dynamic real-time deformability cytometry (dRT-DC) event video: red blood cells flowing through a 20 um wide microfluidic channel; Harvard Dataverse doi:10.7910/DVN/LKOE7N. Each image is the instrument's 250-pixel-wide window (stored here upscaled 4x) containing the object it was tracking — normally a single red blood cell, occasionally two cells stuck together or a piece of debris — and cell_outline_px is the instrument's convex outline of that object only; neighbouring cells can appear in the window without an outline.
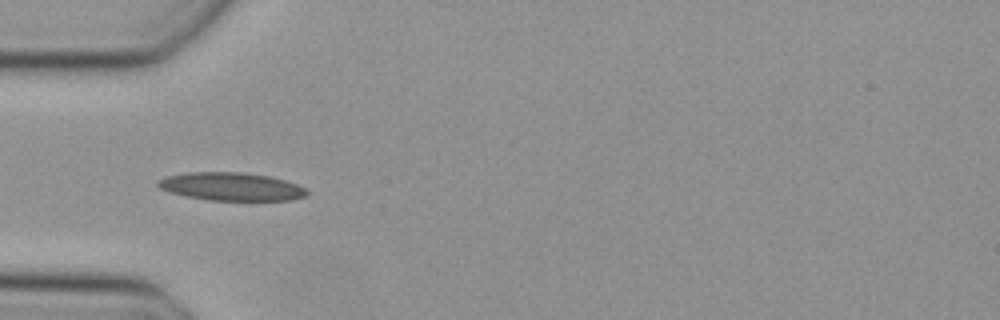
{"species": "Egyptian fruit bat (a non-hibernating species)", "species_latin": "Rousettus aegyptiacus", "temperature_condition": "cold", "stored_images_in_passage": 34, "camera_frame_rate_fps": 3000, "um_per_image_px": 0.085, "animal": {"sex": "female"}, "frame": {"image": 1, "passage_image": 1, "time_ms": 0.0, "image_size_px": [1000, 320], "cell_outline_px": [[308, 192], [304, 196], [292, 200], [208, 200], [168, 192], [160, 188], [156, 184], [156, 180], [168, 176], [188, 172], [244, 172], [268, 176], [284, 180], [296, 184], [304, 188]], "centroid_in_image_um": [19.62, 15.85], "position_along_channel_um": 65.4, "area_um2": 24.22}}
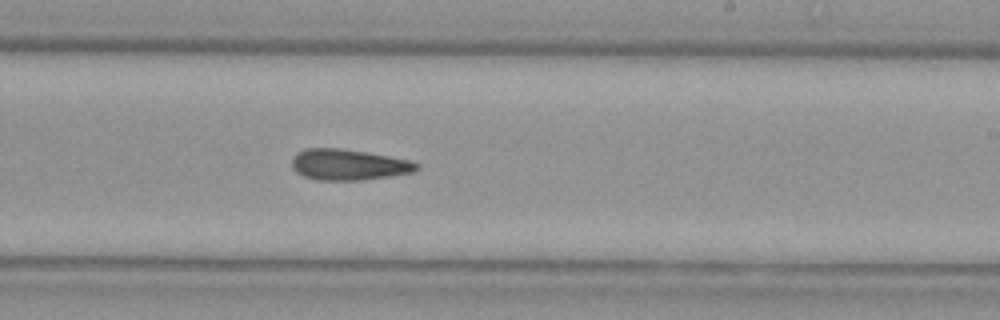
{"frame": {"image": 2, "passage_image": 15, "time_ms": 4.667, "image_size_px": [1000, 320], "cell_outline_px": [[420, 168], [412, 172], [392, 176], [360, 180], [316, 180], [304, 176], [296, 172], [292, 168], [292, 156], [296, 152], [308, 148], [340, 148], [368, 152], [408, 160], [420, 164]], "centroid_in_image_um": [29.6, 13.99], "position_along_channel_um": 259.4, "area_um2": 22.6}}
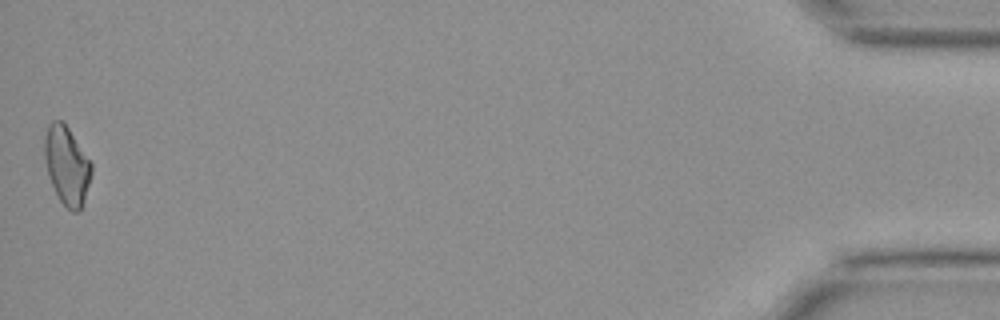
{"frame": {"image": 3, "passage_image": 34, "time_ms": 11.0, "image_size_px": [1000, 320], "cell_outline_px": [[92, 172], [84, 200], [80, 212], [72, 212], [60, 200], [48, 176], [44, 156], [44, 136], [48, 124], [52, 120], [60, 120], [68, 128], [92, 164]], "centroid_in_image_um": [5.66, 14.06], "position_along_channel_um": 429.5, "area_um2": 21.21}}